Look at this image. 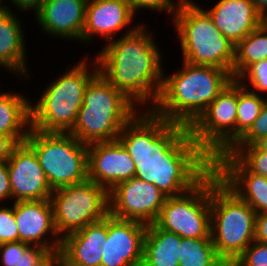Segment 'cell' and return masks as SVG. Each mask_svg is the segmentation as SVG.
Here are the masks:
<instances>
[{
  "label": "cell",
  "mask_w": 267,
  "mask_h": 266,
  "mask_svg": "<svg viewBox=\"0 0 267 266\" xmlns=\"http://www.w3.org/2000/svg\"><path fill=\"white\" fill-rule=\"evenodd\" d=\"M7 160L12 200H50L53 192L34 150L26 143L15 144Z\"/></svg>",
  "instance_id": "13"
},
{
  "label": "cell",
  "mask_w": 267,
  "mask_h": 266,
  "mask_svg": "<svg viewBox=\"0 0 267 266\" xmlns=\"http://www.w3.org/2000/svg\"><path fill=\"white\" fill-rule=\"evenodd\" d=\"M262 25L267 29V13L262 16Z\"/></svg>",
  "instance_id": "42"
},
{
  "label": "cell",
  "mask_w": 267,
  "mask_h": 266,
  "mask_svg": "<svg viewBox=\"0 0 267 266\" xmlns=\"http://www.w3.org/2000/svg\"><path fill=\"white\" fill-rule=\"evenodd\" d=\"M87 2L43 0L33 12L44 34L82 43Z\"/></svg>",
  "instance_id": "18"
},
{
  "label": "cell",
  "mask_w": 267,
  "mask_h": 266,
  "mask_svg": "<svg viewBox=\"0 0 267 266\" xmlns=\"http://www.w3.org/2000/svg\"><path fill=\"white\" fill-rule=\"evenodd\" d=\"M231 266H267V244L254 240Z\"/></svg>",
  "instance_id": "31"
},
{
  "label": "cell",
  "mask_w": 267,
  "mask_h": 266,
  "mask_svg": "<svg viewBox=\"0 0 267 266\" xmlns=\"http://www.w3.org/2000/svg\"><path fill=\"white\" fill-rule=\"evenodd\" d=\"M180 242L179 235L151 223L144 237L142 266H179Z\"/></svg>",
  "instance_id": "24"
},
{
  "label": "cell",
  "mask_w": 267,
  "mask_h": 266,
  "mask_svg": "<svg viewBox=\"0 0 267 266\" xmlns=\"http://www.w3.org/2000/svg\"><path fill=\"white\" fill-rule=\"evenodd\" d=\"M224 153L234 154L251 172L267 178V152L259 150L254 144L232 146Z\"/></svg>",
  "instance_id": "29"
},
{
  "label": "cell",
  "mask_w": 267,
  "mask_h": 266,
  "mask_svg": "<svg viewBox=\"0 0 267 266\" xmlns=\"http://www.w3.org/2000/svg\"><path fill=\"white\" fill-rule=\"evenodd\" d=\"M236 80L252 92H267V58L251 64Z\"/></svg>",
  "instance_id": "30"
},
{
  "label": "cell",
  "mask_w": 267,
  "mask_h": 266,
  "mask_svg": "<svg viewBox=\"0 0 267 266\" xmlns=\"http://www.w3.org/2000/svg\"><path fill=\"white\" fill-rule=\"evenodd\" d=\"M51 252L42 246H30L21 241L0 244L2 266H38Z\"/></svg>",
  "instance_id": "27"
},
{
  "label": "cell",
  "mask_w": 267,
  "mask_h": 266,
  "mask_svg": "<svg viewBox=\"0 0 267 266\" xmlns=\"http://www.w3.org/2000/svg\"><path fill=\"white\" fill-rule=\"evenodd\" d=\"M182 66L171 75L163 69L162 87L150 110L189 128L233 78L227 70L214 66L185 61Z\"/></svg>",
  "instance_id": "3"
},
{
  "label": "cell",
  "mask_w": 267,
  "mask_h": 266,
  "mask_svg": "<svg viewBox=\"0 0 267 266\" xmlns=\"http://www.w3.org/2000/svg\"><path fill=\"white\" fill-rule=\"evenodd\" d=\"M148 225L107 215V239L101 266H142L144 237Z\"/></svg>",
  "instance_id": "14"
},
{
  "label": "cell",
  "mask_w": 267,
  "mask_h": 266,
  "mask_svg": "<svg viewBox=\"0 0 267 266\" xmlns=\"http://www.w3.org/2000/svg\"><path fill=\"white\" fill-rule=\"evenodd\" d=\"M166 198L154 184L133 177L108 192L109 214L150 225L159 216Z\"/></svg>",
  "instance_id": "12"
},
{
  "label": "cell",
  "mask_w": 267,
  "mask_h": 266,
  "mask_svg": "<svg viewBox=\"0 0 267 266\" xmlns=\"http://www.w3.org/2000/svg\"><path fill=\"white\" fill-rule=\"evenodd\" d=\"M205 10L216 28L235 46L262 25V15L251 0H219Z\"/></svg>",
  "instance_id": "20"
},
{
  "label": "cell",
  "mask_w": 267,
  "mask_h": 266,
  "mask_svg": "<svg viewBox=\"0 0 267 266\" xmlns=\"http://www.w3.org/2000/svg\"><path fill=\"white\" fill-rule=\"evenodd\" d=\"M19 17L7 6H0V63L15 75L28 78L26 39Z\"/></svg>",
  "instance_id": "22"
},
{
  "label": "cell",
  "mask_w": 267,
  "mask_h": 266,
  "mask_svg": "<svg viewBox=\"0 0 267 266\" xmlns=\"http://www.w3.org/2000/svg\"><path fill=\"white\" fill-rule=\"evenodd\" d=\"M0 67L6 69L2 63H0Z\"/></svg>",
  "instance_id": "43"
},
{
  "label": "cell",
  "mask_w": 267,
  "mask_h": 266,
  "mask_svg": "<svg viewBox=\"0 0 267 266\" xmlns=\"http://www.w3.org/2000/svg\"><path fill=\"white\" fill-rule=\"evenodd\" d=\"M136 165L119 140L88 145V180L108 192L119 182L135 177Z\"/></svg>",
  "instance_id": "16"
},
{
  "label": "cell",
  "mask_w": 267,
  "mask_h": 266,
  "mask_svg": "<svg viewBox=\"0 0 267 266\" xmlns=\"http://www.w3.org/2000/svg\"><path fill=\"white\" fill-rule=\"evenodd\" d=\"M0 206V244L19 241L18 226L14 216V202L11 207Z\"/></svg>",
  "instance_id": "32"
},
{
  "label": "cell",
  "mask_w": 267,
  "mask_h": 266,
  "mask_svg": "<svg viewBox=\"0 0 267 266\" xmlns=\"http://www.w3.org/2000/svg\"><path fill=\"white\" fill-rule=\"evenodd\" d=\"M141 110L118 137L136 165L135 177L154 184L167 197L191 190L213 169V160L188 127Z\"/></svg>",
  "instance_id": "1"
},
{
  "label": "cell",
  "mask_w": 267,
  "mask_h": 266,
  "mask_svg": "<svg viewBox=\"0 0 267 266\" xmlns=\"http://www.w3.org/2000/svg\"><path fill=\"white\" fill-rule=\"evenodd\" d=\"M154 223L181 238H211L210 172L191 190L167 197Z\"/></svg>",
  "instance_id": "11"
},
{
  "label": "cell",
  "mask_w": 267,
  "mask_h": 266,
  "mask_svg": "<svg viewBox=\"0 0 267 266\" xmlns=\"http://www.w3.org/2000/svg\"><path fill=\"white\" fill-rule=\"evenodd\" d=\"M133 12L136 14L139 9L155 10L160 12L167 11L168 15L174 16L176 11L181 7L183 1H193V0H178L174 3L173 0H129ZM174 3V4H173ZM138 10V11H137Z\"/></svg>",
  "instance_id": "34"
},
{
  "label": "cell",
  "mask_w": 267,
  "mask_h": 266,
  "mask_svg": "<svg viewBox=\"0 0 267 266\" xmlns=\"http://www.w3.org/2000/svg\"><path fill=\"white\" fill-rule=\"evenodd\" d=\"M12 2L13 7L14 5L16 6L17 9L20 11H34L41 3L43 0H9ZM4 1L0 0V6H4Z\"/></svg>",
  "instance_id": "37"
},
{
  "label": "cell",
  "mask_w": 267,
  "mask_h": 266,
  "mask_svg": "<svg viewBox=\"0 0 267 266\" xmlns=\"http://www.w3.org/2000/svg\"><path fill=\"white\" fill-rule=\"evenodd\" d=\"M257 11L263 16L267 13V0H251Z\"/></svg>",
  "instance_id": "40"
},
{
  "label": "cell",
  "mask_w": 267,
  "mask_h": 266,
  "mask_svg": "<svg viewBox=\"0 0 267 266\" xmlns=\"http://www.w3.org/2000/svg\"><path fill=\"white\" fill-rule=\"evenodd\" d=\"M152 36L139 23L108 41L95 58L99 74L144 110L155 104L162 87L163 58Z\"/></svg>",
  "instance_id": "2"
},
{
  "label": "cell",
  "mask_w": 267,
  "mask_h": 266,
  "mask_svg": "<svg viewBox=\"0 0 267 266\" xmlns=\"http://www.w3.org/2000/svg\"><path fill=\"white\" fill-rule=\"evenodd\" d=\"M254 145L262 151L267 152V135L261 137L260 139H258Z\"/></svg>",
  "instance_id": "41"
},
{
  "label": "cell",
  "mask_w": 267,
  "mask_h": 266,
  "mask_svg": "<svg viewBox=\"0 0 267 266\" xmlns=\"http://www.w3.org/2000/svg\"><path fill=\"white\" fill-rule=\"evenodd\" d=\"M172 20L183 61L218 67L232 75L235 45L216 28L205 9L195 1H183Z\"/></svg>",
  "instance_id": "7"
},
{
  "label": "cell",
  "mask_w": 267,
  "mask_h": 266,
  "mask_svg": "<svg viewBox=\"0 0 267 266\" xmlns=\"http://www.w3.org/2000/svg\"><path fill=\"white\" fill-rule=\"evenodd\" d=\"M255 241L267 244V212L256 214Z\"/></svg>",
  "instance_id": "36"
},
{
  "label": "cell",
  "mask_w": 267,
  "mask_h": 266,
  "mask_svg": "<svg viewBox=\"0 0 267 266\" xmlns=\"http://www.w3.org/2000/svg\"><path fill=\"white\" fill-rule=\"evenodd\" d=\"M265 135H267V99L250 129L233 146L252 145Z\"/></svg>",
  "instance_id": "33"
},
{
  "label": "cell",
  "mask_w": 267,
  "mask_h": 266,
  "mask_svg": "<svg viewBox=\"0 0 267 266\" xmlns=\"http://www.w3.org/2000/svg\"><path fill=\"white\" fill-rule=\"evenodd\" d=\"M6 200L12 201V190L9 180L7 160L0 161V205Z\"/></svg>",
  "instance_id": "35"
},
{
  "label": "cell",
  "mask_w": 267,
  "mask_h": 266,
  "mask_svg": "<svg viewBox=\"0 0 267 266\" xmlns=\"http://www.w3.org/2000/svg\"><path fill=\"white\" fill-rule=\"evenodd\" d=\"M179 266H228L218 255L211 238H181Z\"/></svg>",
  "instance_id": "26"
},
{
  "label": "cell",
  "mask_w": 267,
  "mask_h": 266,
  "mask_svg": "<svg viewBox=\"0 0 267 266\" xmlns=\"http://www.w3.org/2000/svg\"><path fill=\"white\" fill-rule=\"evenodd\" d=\"M266 98L238 82L237 141L250 129L261 112Z\"/></svg>",
  "instance_id": "28"
},
{
  "label": "cell",
  "mask_w": 267,
  "mask_h": 266,
  "mask_svg": "<svg viewBox=\"0 0 267 266\" xmlns=\"http://www.w3.org/2000/svg\"><path fill=\"white\" fill-rule=\"evenodd\" d=\"M219 179L256 214L267 212V178L251 172L234 154L221 153L213 161Z\"/></svg>",
  "instance_id": "17"
},
{
  "label": "cell",
  "mask_w": 267,
  "mask_h": 266,
  "mask_svg": "<svg viewBox=\"0 0 267 266\" xmlns=\"http://www.w3.org/2000/svg\"><path fill=\"white\" fill-rule=\"evenodd\" d=\"M88 63L86 57L80 60L46 86L39 100L34 104L31 101V129L46 133H69L72 130L83 105L85 89L99 73L95 57L93 65ZM90 66L93 67L91 71Z\"/></svg>",
  "instance_id": "5"
},
{
  "label": "cell",
  "mask_w": 267,
  "mask_h": 266,
  "mask_svg": "<svg viewBox=\"0 0 267 266\" xmlns=\"http://www.w3.org/2000/svg\"><path fill=\"white\" fill-rule=\"evenodd\" d=\"M50 201L61 238L109 214L108 191L90 180L53 190Z\"/></svg>",
  "instance_id": "9"
},
{
  "label": "cell",
  "mask_w": 267,
  "mask_h": 266,
  "mask_svg": "<svg viewBox=\"0 0 267 266\" xmlns=\"http://www.w3.org/2000/svg\"><path fill=\"white\" fill-rule=\"evenodd\" d=\"M15 144L4 134L0 133V161L6 160Z\"/></svg>",
  "instance_id": "38"
},
{
  "label": "cell",
  "mask_w": 267,
  "mask_h": 266,
  "mask_svg": "<svg viewBox=\"0 0 267 266\" xmlns=\"http://www.w3.org/2000/svg\"><path fill=\"white\" fill-rule=\"evenodd\" d=\"M38 266H62V258L60 252L51 253L41 264Z\"/></svg>",
  "instance_id": "39"
},
{
  "label": "cell",
  "mask_w": 267,
  "mask_h": 266,
  "mask_svg": "<svg viewBox=\"0 0 267 266\" xmlns=\"http://www.w3.org/2000/svg\"><path fill=\"white\" fill-rule=\"evenodd\" d=\"M238 80L233 79L189 127L192 139L214 161L237 142Z\"/></svg>",
  "instance_id": "10"
},
{
  "label": "cell",
  "mask_w": 267,
  "mask_h": 266,
  "mask_svg": "<svg viewBox=\"0 0 267 266\" xmlns=\"http://www.w3.org/2000/svg\"><path fill=\"white\" fill-rule=\"evenodd\" d=\"M267 58V29L261 25L235 46L232 78L237 79L251 64Z\"/></svg>",
  "instance_id": "25"
},
{
  "label": "cell",
  "mask_w": 267,
  "mask_h": 266,
  "mask_svg": "<svg viewBox=\"0 0 267 266\" xmlns=\"http://www.w3.org/2000/svg\"><path fill=\"white\" fill-rule=\"evenodd\" d=\"M25 142L36 153L52 190L88 180V145L73 135L30 128Z\"/></svg>",
  "instance_id": "8"
},
{
  "label": "cell",
  "mask_w": 267,
  "mask_h": 266,
  "mask_svg": "<svg viewBox=\"0 0 267 266\" xmlns=\"http://www.w3.org/2000/svg\"><path fill=\"white\" fill-rule=\"evenodd\" d=\"M210 237L217 255L228 265L255 240L256 212L210 171Z\"/></svg>",
  "instance_id": "6"
},
{
  "label": "cell",
  "mask_w": 267,
  "mask_h": 266,
  "mask_svg": "<svg viewBox=\"0 0 267 266\" xmlns=\"http://www.w3.org/2000/svg\"><path fill=\"white\" fill-rule=\"evenodd\" d=\"M138 108L98 73L85 89L83 105L69 134L86 145L116 141Z\"/></svg>",
  "instance_id": "4"
},
{
  "label": "cell",
  "mask_w": 267,
  "mask_h": 266,
  "mask_svg": "<svg viewBox=\"0 0 267 266\" xmlns=\"http://www.w3.org/2000/svg\"><path fill=\"white\" fill-rule=\"evenodd\" d=\"M12 92H0V133L19 144L25 142L31 128V101Z\"/></svg>",
  "instance_id": "23"
},
{
  "label": "cell",
  "mask_w": 267,
  "mask_h": 266,
  "mask_svg": "<svg viewBox=\"0 0 267 266\" xmlns=\"http://www.w3.org/2000/svg\"><path fill=\"white\" fill-rule=\"evenodd\" d=\"M14 216L19 241L30 246H42L51 253L60 251L62 238L55 228L50 200L14 202Z\"/></svg>",
  "instance_id": "15"
},
{
  "label": "cell",
  "mask_w": 267,
  "mask_h": 266,
  "mask_svg": "<svg viewBox=\"0 0 267 266\" xmlns=\"http://www.w3.org/2000/svg\"><path fill=\"white\" fill-rule=\"evenodd\" d=\"M104 239H107V216L65 235L59 251L62 266H101Z\"/></svg>",
  "instance_id": "21"
},
{
  "label": "cell",
  "mask_w": 267,
  "mask_h": 266,
  "mask_svg": "<svg viewBox=\"0 0 267 266\" xmlns=\"http://www.w3.org/2000/svg\"><path fill=\"white\" fill-rule=\"evenodd\" d=\"M135 13L129 0H88L82 42L88 44L95 36L106 42L133 23Z\"/></svg>",
  "instance_id": "19"
}]
</instances>
